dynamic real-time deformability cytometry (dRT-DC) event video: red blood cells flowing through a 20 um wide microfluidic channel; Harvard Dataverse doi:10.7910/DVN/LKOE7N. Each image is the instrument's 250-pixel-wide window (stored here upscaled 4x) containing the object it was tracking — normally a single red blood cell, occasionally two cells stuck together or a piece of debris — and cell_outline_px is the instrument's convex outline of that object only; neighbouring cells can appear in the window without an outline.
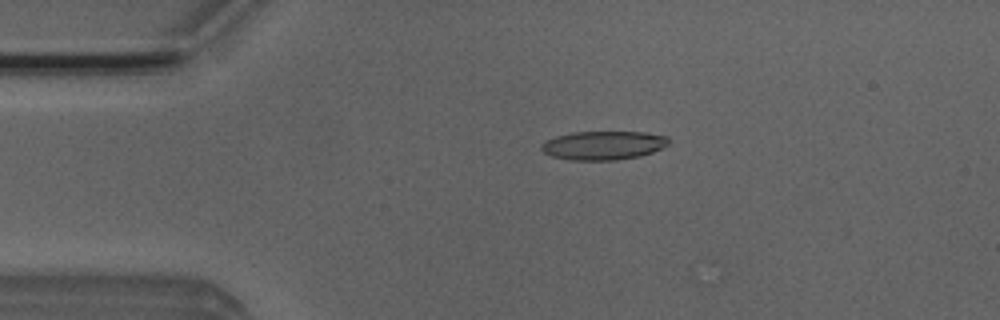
{"species": "Egyptian fruit bat (a non-hibernating species)", "species_latin": "Rousettus aegyptiacus", "temperature_condition": "room temperature", "stored_images_in_passage": 4, "camera_frame_rate_fps": 3000, "um_per_image_px": 0.085, "animal": {"sex": "male"}, "frame": {"image": 1, "passage_image": 3, "time_ms": 0.667, "image_size_px": [1000, 320], "cell_outline_px": [[668, 144], [652, 152], [640, 156], [616, 160], [568, 160], [552, 156], [544, 152], [540, 148], [540, 144], [544, 140], [556, 136], [572, 132], [644, 132], [668, 136]], "centroid_in_image_um": [51.24, 12.35], "position_along_channel_um": 33.8, "area_um2": 21.39}}